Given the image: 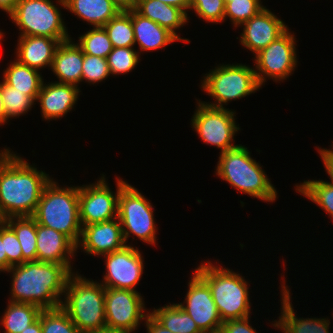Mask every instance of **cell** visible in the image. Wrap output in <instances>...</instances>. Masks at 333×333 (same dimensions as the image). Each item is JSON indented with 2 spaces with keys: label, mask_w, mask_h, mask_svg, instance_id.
I'll return each instance as SVG.
<instances>
[{
  "label": "cell",
  "mask_w": 333,
  "mask_h": 333,
  "mask_svg": "<svg viewBox=\"0 0 333 333\" xmlns=\"http://www.w3.org/2000/svg\"><path fill=\"white\" fill-rule=\"evenodd\" d=\"M10 148L0 149V211L5 217L32 216L52 177Z\"/></svg>",
  "instance_id": "obj_1"
},
{
  "label": "cell",
  "mask_w": 333,
  "mask_h": 333,
  "mask_svg": "<svg viewBox=\"0 0 333 333\" xmlns=\"http://www.w3.org/2000/svg\"><path fill=\"white\" fill-rule=\"evenodd\" d=\"M6 272L12 274L9 301L28 303L41 309L62 305L66 283L72 274L64 265L40 261L24 262Z\"/></svg>",
  "instance_id": "obj_2"
},
{
  "label": "cell",
  "mask_w": 333,
  "mask_h": 333,
  "mask_svg": "<svg viewBox=\"0 0 333 333\" xmlns=\"http://www.w3.org/2000/svg\"><path fill=\"white\" fill-rule=\"evenodd\" d=\"M247 147H237L219 153L215 174L243 194L264 202L273 203L278 199V191L271 183L263 166L251 157Z\"/></svg>",
  "instance_id": "obj_3"
},
{
  "label": "cell",
  "mask_w": 333,
  "mask_h": 333,
  "mask_svg": "<svg viewBox=\"0 0 333 333\" xmlns=\"http://www.w3.org/2000/svg\"><path fill=\"white\" fill-rule=\"evenodd\" d=\"M61 307L82 333L107 332L105 287L93 279L72 273L67 280Z\"/></svg>",
  "instance_id": "obj_4"
},
{
  "label": "cell",
  "mask_w": 333,
  "mask_h": 333,
  "mask_svg": "<svg viewBox=\"0 0 333 333\" xmlns=\"http://www.w3.org/2000/svg\"><path fill=\"white\" fill-rule=\"evenodd\" d=\"M194 271L208 284L219 316L223 321L250 316L251 302L248 281L233 269L218 262L201 261Z\"/></svg>",
  "instance_id": "obj_5"
},
{
  "label": "cell",
  "mask_w": 333,
  "mask_h": 333,
  "mask_svg": "<svg viewBox=\"0 0 333 333\" xmlns=\"http://www.w3.org/2000/svg\"><path fill=\"white\" fill-rule=\"evenodd\" d=\"M32 217L37 224L66 235L75 245L81 237L79 186H59L53 178L44 187Z\"/></svg>",
  "instance_id": "obj_6"
},
{
  "label": "cell",
  "mask_w": 333,
  "mask_h": 333,
  "mask_svg": "<svg viewBox=\"0 0 333 333\" xmlns=\"http://www.w3.org/2000/svg\"><path fill=\"white\" fill-rule=\"evenodd\" d=\"M202 91L215 100L201 101L203 104L223 108L229 102L242 99L262 89L259 85L254 67L245 64H219L203 76Z\"/></svg>",
  "instance_id": "obj_7"
},
{
  "label": "cell",
  "mask_w": 333,
  "mask_h": 333,
  "mask_svg": "<svg viewBox=\"0 0 333 333\" xmlns=\"http://www.w3.org/2000/svg\"><path fill=\"white\" fill-rule=\"evenodd\" d=\"M19 0L9 19L18 27L19 36H45L59 42L70 39L59 7L65 0ZM55 4V5H54ZM58 6V7H57Z\"/></svg>",
  "instance_id": "obj_8"
},
{
  "label": "cell",
  "mask_w": 333,
  "mask_h": 333,
  "mask_svg": "<svg viewBox=\"0 0 333 333\" xmlns=\"http://www.w3.org/2000/svg\"><path fill=\"white\" fill-rule=\"evenodd\" d=\"M154 208L152 203L133 185L127 183L120 190L117 218L127 245H129L127 240L130 234L148 245H156L158 228L154 220Z\"/></svg>",
  "instance_id": "obj_9"
},
{
  "label": "cell",
  "mask_w": 333,
  "mask_h": 333,
  "mask_svg": "<svg viewBox=\"0 0 333 333\" xmlns=\"http://www.w3.org/2000/svg\"><path fill=\"white\" fill-rule=\"evenodd\" d=\"M190 125L196 131L201 140L211 146L221 149L220 153L237 147L234 137L240 131L236 123V112L229 108H214L196 101Z\"/></svg>",
  "instance_id": "obj_10"
},
{
  "label": "cell",
  "mask_w": 333,
  "mask_h": 333,
  "mask_svg": "<svg viewBox=\"0 0 333 333\" xmlns=\"http://www.w3.org/2000/svg\"><path fill=\"white\" fill-rule=\"evenodd\" d=\"M289 30L254 55V70L261 87L267 78L276 83L283 82L296 70L297 41L295 34Z\"/></svg>",
  "instance_id": "obj_11"
},
{
  "label": "cell",
  "mask_w": 333,
  "mask_h": 333,
  "mask_svg": "<svg viewBox=\"0 0 333 333\" xmlns=\"http://www.w3.org/2000/svg\"><path fill=\"white\" fill-rule=\"evenodd\" d=\"M141 293L105 287V318L107 332L132 333L145 321L150 311ZM141 321V322H140Z\"/></svg>",
  "instance_id": "obj_12"
},
{
  "label": "cell",
  "mask_w": 333,
  "mask_h": 333,
  "mask_svg": "<svg viewBox=\"0 0 333 333\" xmlns=\"http://www.w3.org/2000/svg\"><path fill=\"white\" fill-rule=\"evenodd\" d=\"M101 175L97 182L79 186V218L82 226L117 218L118 196L127 181L117 176L114 193L105 175Z\"/></svg>",
  "instance_id": "obj_13"
},
{
  "label": "cell",
  "mask_w": 333,
  "mask_h": 333,
  "mask_svg": "<svg viewBox=\"0 0 333 333\" xmlns=\"http://www.w3.org/2000/svg\"><path fill=\"white\" fill-rule=\"evenodd\" d=\"M105 274L100 283L106 288L136 290L144 271V258L138 247L126 245L120 250L102 255Z\"/></svg>",
  "instance_id": "obj_14"
},
{
  "label": "cell",
  "mask_w": 333,
  "mask_h": 333,
  "mask_svg": "<svg viewBox=\"0 0 333 333\" xmlns=\"http://www.w3.org/2000/svg\"><path fill=\"white\" fill-rule=\"evenodd\" d=\"M188 282V290L183 302L177 303L195 321L198 328L208 331L223 323L217 311L208 284L195 272Z\"/></svg>",
  "instance_id": "obj_15"
},
{
  "label": "cell",
  "mask_w": 333,
  "mask_h": 333,
  "mask_svg": "<svg viewBox=\"0 0 333 333\" xmlns=\"http://www.w3.org/2000/svg\"><path fill=\"white\" fill-rule=\"evenodd\" d=\"M243 31L240 34V44L256 55L283 35L289 28L268 8L262 9L257 15L240 25Z\"/></svg>",
  "instance_id": "obj_16"
},
{
  "label": "cell",
  "mask_w": 333,
  "mask_h": 333,
  "mask_svg": "<svg viewBox=\"0 0 333 333\" xmlns=\"http://www.w3.org/2000/svg\"><path fill=\"white\" fill-rule=\"evenodd\" d=\"M125 242L118 218L110 221L82 226L76 250L83 249L86 255L100 256L120 250ZM79 247V248H78Z\"/></svg>",
  "instance_id": "obj_17"
},
{
  "label": "cell",
  "mask_w": 333,
  "mask_h": 333,
  "mask_svg": "<svg viewBox=\"0 0 333 333\" xmlns=\"http://www.w3.org/2000/svg\"><path fill=\"white\" fill-rule=\"evenodd\" d=\"M80 87L59 82L42 83L35 102H39L42 119L45 121L63 118L76 105Z\"/></svg>",
  "instance_id": "obj_18"
},
{
  "label": "cell",
  "mask_w": 333,
  "mask_h": 333,
  "mask_svg": "<svg viewBox=\"0 0 333 333\" xmlns=\"http://www.w3.org/2000/svg\"><path fill=\"white\" fill-rule=\"evenodd\" d=\"M36 237L37 261L64 265L74 273L71 261L78 251L66 235L36 222Z\"/></svg>",
  "instance_id": "obj_19"
},
{
  "label": "cell",
  "mask_w": 333,
  "mask_h": 333,
  "mask_svg": "<svg viewBox=\"0 0 333 333\" xmlns=\"http://www.w3.org/2000/svg\"><path fill=\"white\" fill-rule=\"evenodd\" d=\"M281 281V308L279 319L272 321L271 326L284 333H330L329 318H301L296 315L291 300L290 286ZM289 288V289H288Z\"/></svg>",
  "instance_id": "obj_20"
},
{
  "label": "cell",
  "mask_w": 333,
  "mask_h": 333,
  "mask_svg": "<svg viewBox=\"0 0 333 333\" xmlns=\"http://www.w3.org/2000/svg\"><path fill=\"white\" fill-rule=\"evenodd\" d=\"M59 44L57 39L45 36H18L15 59L38 71L50 69Z\"/></svg>",
  "instance_id": "obj_21"
},
{
  "label": "cell",
  "mask_w": 333,
  "mask_h": 333,
  "mask_svg": "<svg viewBox=\"0 0 333 333\" xmlns=\"http://www.w3.org/2000/svg\"><path fill=\"white\" fill-rule=\"evenodd\" d=\"M72 38L60 42L54 53L51 71L59 79L56 82L79 87L82 82L83 58L81 47Z\"/></svg>",
  "instance_id": "obj_22"
},
{
  "label": "cell",
  "mask_w": 333,
  "mask_h": 333,
  "mask_svg": "<svg viewBox=\"0 0 333 333\" xmlns=\"http://www.w3.org/2000/svg\"><path fill=\"white\" fill-rule=\"evenodd\" d=\"M134 30L135 45L141 56L144 51L150 52L166 49L167 45L179 41L171 32L161 27L156 22L139 14L135 9L130 10ZM143 51V52H142Z\"/></svg>",
  "instance_id": "obj_23"
},
{
  "label": "cell",
  "mask_w": 333,
  "mask_h": 333,
  "mask_svg": "<svg viewBox=\"0 0 333 333\" xmlns=\"http://www.w3.org/2000/svg\"><path fill=\"white\" fill-rule=\"evenodd\" d=\"M135 10L142 16L167 29L179 41L191 42L187 38L180 37L176 32L190 20V17L182 9L164 4L159 0H137Z\"/></svg>",
  "instance_id": "obj_24"
},
{
  "label": "cell",
  "mask_w": 333,
  "mask_h": 333,
  "mask_svg": "<svg viewBox=\"0 0 333 333\" xmlns=\"http://www.w3.org/2000/svg\"><path fill=\"white\" fill-rule=\"evenodd\" d=\"M66 9L92 27H103L120 9L111 0H65Z\"/></svg>",
  "instance_id": "obj_25"
},
{
  "label": "cell",
  "mask_w": 333,
  "mask_h": 333,
  "mask_svg": "<svg viewBox=\"0 0 333 333\" xmlns=\"http://www.w3.org/2000/svg\"><path fill=\"white\" fill-rule=\"evenodd\" d=\"M3 82L19 92L32 97L35 101L44 81L40 71L21 64L18 60L10 61L3 71Z\"/></svg>",
  "instance_id": "obj_26"
},
{
  "label": "cell",
  "mask_w": 333,
  "mask_h": 333,
  "mask_svg": "<svg viewBox=\"0 0 333 333\" xmlns=\"http://www.w3.org/2000/svg\"><path fill=\"white\" fill-rule=\"evenodd\" d=\"M41 311L38 306L8 300L6 310L0 317V325L4 333H21L38 319Z\"/></svg>",
  "instance_id": "obj_27"
},
{
  "label": "cell",
  "mask_w": 333,
  "mask_h": 333,
  "mask_svg": "<svg viewBox=\"0 0 333 333\" xmlns=\"http://www.w3.org/2000/svg\"><path fill=\"white\" fill-rule=\"evenodd\" d=\"M150 314L172 333H202L195 321L177 303L154 308Z\"/></svg>",
  "instance_id": "obj_28"
},
{
  "label": "cell",
  "mask_w": 333,
  "mask_h": 333,
  "mask_svg": "<svg viewBox=\"0 0 333 333\" xmlns=\"http://www.w3.org/2000/svg\"><path fill=\"white\" fill-rule=\"evenodd\" d=\"M5 222L14 230L19 240L23 263L37 261L36 220L32 216L11 217Z\"/></svg>",
  "instance_id": "obj_29"
},
{
  "label": "cell",
  "mask_w": 333,
  "mask_h": 333,
  "mask_svg": "<svg viewBox=\"0 0 333 333\" xmlns=\"http://www.w3.org/2000/svg\"><path fill=\"white\" fill-rule=\"evenodd\" d=\"M296 192L318 205L333 220V184L324 180H305L296 184Z\"/></svg>",
  "instance_id": "obj_30"
},
{
  "label": "cell",
  "mask_w": 333,
  "mask_h": 333,
  "mask_svg": "<svg viewBox=\"0 0 333 333\" xmlns=\"http://www.w3.org/2000/svg\"><path fill=\"white\" fill-rule=\"evenodd\" d=\"M103 28L107 32L113 48H128L135 46L130 10L120 11L115 17L109 20Z\"/></svg>",
  "instance_id": "obj_31"
},
{
  "label": "cell",
  "mask_w": 333,
  "mask_h": 333,
  "mask_svg": "<svg viewBox=\"0 0 333 333\" xmlns=\"http://www.w3.org/2000/svg\"><path fill=\"white\" fill-rule=\"evenodd\" d=\"M77 43L83 54L107 58L113 50L112 43L103 27H93L80 35Z\"/></svg>",
  "instance_id": "obj_32"
},
{
  "label": "cell",
  "mask_w": 333,
  "mask_h": 333,
  "mask_svg": "<svg viewBox=\"0 0 333 333\" xmlns=\"http://www.w3.org/2000/svg\"><path fill=\"white\" fill-rule=\"evenodd\" d=\"M42 333H82L60 306L40 312Z\"/></svg>",
  "instance_id": "obj_33"
},
{
  "label": "cell",
  "mask_w": 333,
  "mask_h": 333,
  "mask_svg": "<svg viewBox=\"0 0 333 333\" xmlns=\"http://www.w3.org/2000/svg\"><path fill=\"white\" fill-rule=\"evenodd\" d=\"M0 87L5 114L10 119L19 118L20 115H26V113L32 109L33 105L36 104L32 97L25 95L23 92H19L16 88L7 85L3 81L0 82Z\"/></svg>",
  "instance_id": "obj_34"
},
{
  "label": "cell",
  "mask_w": 333,
  "mask_h": 333,
  "mask_svg": "<svg viewBox=\"0 0 333 333\" xmlns=\"http://www.w3.org/2000/svg\"><path fill=\"white\" fill-rule=\"evenodd\" d=\"M265 7L261 0H230L225 5L224 22L229 18L233 27H240Z\"/></svg>",
  "instance_id": "obj_35"
},
{
  "label": "cell",
  "mask_w": 333,
  "mask_h": 333,
  "mask_svg": "<svg viewBox=\"0 0 333 333\" xmlns=\"http://www.w3.org/2000/svg\"><path fill=\"white\" fill-rule=\"evenodd\" d=\"M139 52L134 47L113 48L107 56V64L111 75H121L132 72L140 62Z\"/></svg>",
  "instance_id": "obj_36"
},
{
  "label": "cell",
  "mask_w": 333,
  "mask_h": 333,
  "mask_svg": "<svg viewBox=\"0 0 333 333\" xmlns=\"http://www.w3.org/2000/svg\"><path fill=\"white\" fill-rule=\"evenodd\" d=\"M190 11L194 10L198 18L208 23L224 22V0H191Z\"/></svg>",
  "instance_id": "obj_37"
},
{
  "label": "cell",
  "mask_w": 333,
  "mask_h": 333,
  "mask_svg": "<svg viewBox=\"0 0 333 333\" xmlns=\"http://www.w3.org/2000/svg\"><path fill=\"white\" fill-rule=\"evenodd\" d=\"M111 75L106 58L96 57L84 54L82 82H88L91 85L103 82Z\"/></svg>",
  "instance_id": "obj_38"
},
{
  "label": "cell",
  "mask_w": 333,
  "mask_h": 333,
  "mask_svg": "<svg viewBox=\"0 0 333 333\" xmlns=\"http://www.w3.org/2000/svg\"><path fill=\"white\" fill-rule=\"evenodd\" d=\"M2 242L7 255V270L23 263L22 249L14 230L5 222L2 225Z\"/></svg>",
  "instance_id": "obj_39"
},
{
  "label": "cell",
  "mask_w": 333,
  "mask_h": 333,
  "mask_svg": "<svg viewBox=\"0 0 333 333\" xmlns=\"http://www.w3.org/2000/svg\"><path fill=\"white\" fill-rule=\"evenodd\" d=\"M249 318H251V316L223 321L221 326L225 333H257L256 329L251 326Z\"/></svg>",
  "instance_id": "obj_40"
},
{
  "label": "cell",
  "mask_w": 333,
  "mask_h": 333,
  "mask_svg": "<svg viewBox=\"0 0 333 333\" xmlns=\"http://www.w3.org/2000/svg\"><path fill=\"white\" fill-rule=\"evenodd\" d=\"M147 333H172L170 330L162 326L150 313L144 321Z\"/></svg>",
  "instance_id": "obj_41"
},
{
  "label": "cell",
  "mask_w": 333,
  "mask_h": 333,
  "mask_svg": "<svg viewBox=\"0 0 333 333\" xmlns=\"http://www.w3.org/2000/svg\"><path fill=\"white\" fill-rule=\"evenodd\" d=\"M317 148V152L320 155L323 164H324V168L326 170V174L329 175V179L331 180V183L333 184V158L324 150V148L321 147H316Z\"/></svg>",
  "instance_id": "obj_42"
},
{
  "label": "cell",
  "mask_w": 333,
  "mask_h": 333,
  "mask_svg": "<svg viewBox=\"0 0 333 333\" xmlns=\"http://www.w3.org/2000/svg\"><path fill=\"white\" fill-rule=\"evenodd\" d=\"M159 1L167 5L178 7L182 9L187 15H189L188 12L190 11L188 10L190 9L191 0H159Z\"/></svg>",
  "instance_id": "obj_43"
},
{
  "label": "cell",
  "mask_w": 333,
  "mask_h": 333,
  "mask_svg": "<svg viewBox=\"0 0 333 333\" xmlns=\"http://www.w3.org/2000/svg\"><path fill=\"white\" fill-rule=\"evenodd\" d=\"M120 11H129L136 8L137 0H111Z\"/></svg>",
  "instance_id": "obj_44"
},
{
  "label": "cell",
  "mask_w": 333,
  "mask_h": 333,
  "mask_svg": "<svg viewBox=\"0 0 333 333\" xmlns=\"http://www.w3.org/2000/svg\"><path fill=\"white\" fill-rule=\"evenodd\" d=\"M7 270V255L4 252V242H2V226L0 227V273Z\"/></svg>",
  "instance_id": "obj_45"
},
{
  "label": "cell",
  "mask_w": 333,
  "mask_h": 333,
  "mask_svg": "<svg viewBox=\"0 0 333 333\" xmlns=\"http://www.w3.org/2000/svg\"><path fill=\"white\" fill-rule=\"evenodd\" d=\"M18 1L19 0H0V10H3L9 16L14 11Z\"/></svg>",
  "instance_id": "obj_46"
},
{
  "label": "cell",
  "mask_w": 333,
  "mask_h": 333,
  "mask_svg": "<svg viewBox=\"0 0 333 333\" xmlns=\"http://www.w3.org/2000/svg\"><path fill=\"white\" fill-rule=\"evenodd\" d=\"M21 333H42L40 314L38 319L32 323L29 327L25 328Z\"/></svg>",
  "instance_id": "obj_47"
},
{
  "label": "cell",
  "mask_w": 333,
  "mask_h": 333,
  "mask_svg": "<svg viewBox=\"0 0 333 333\" xmlns=\"http://www.w3.org/2000/svg\"><path fill=\"white\" fill-rule=\"evenodd\" d=\"M10 119L5 114V107L3 103L2 93H1V87H0V125L7 124Z\"/></svg>",
  "instance_id": "obj_48"
},
{
  "label": "cell",
  "mask_w": 333,
  "mask_h": 333,
  "mask_svg": "<svg viewBox=\"0 0 333 333\" xmlns=\"http://www.w3.org/2000/svg\"><path fill=\"white\" fill-rule=\"evenodd\" d=\"M202 333H225L224 329L222 328V326L214 328V329H210L208 331H203Z\"/></svg>",
  "instance_id": "obj_49"
},
{
  "label": "cell",
  "mask_w": 333,
  "mask_h": 333,
  "mask_svg": "<svg viewBox=\"0 0 333 333\" xmlns=\"http://www.w3.org/2000/svg\"><path fill=\"white\" fill-rule=\"evenodd\" d=\"M332 149L324 148V150L333 158V144H331Z\"/></svg>",
  "instance_id": "obj_50"
},
{
  "label": "cell",
  "mask_w": 333,
  "mask_h": 333,
  "mask_svg": "<svg viewBox=\"0 0 333 333\" xmlns=\"http://www.w3.org/2000/svg\"><path fill=\"white\" fill-rule=\"evenodd\" d=\"M5 223V217L3 216V214L0 211V227Z\"/></svg>",
  "instance_id": "obj_51"
},
{
  "label": "cell",
  "mask_w": 333,
  "mask_h": 333,
  "mask_svg": "<svg viewBox=\"0 0 333 333\" xmlns=\"http://www.w3.org/2000/svg\"><path fill=\"white\" fill-rule=\"evenodd\" d=\"M2 30H0V42L2 41L3 37H4V32H1Z\"/></svg>",
  "instance_id": "obj_52"
},
{
  "label": "cell",
  "mask_w": 333,
  "mask_h": 333,
  "mask_svg": "<svg viewBox=\"0 0 333 333\" xmlns=\"http://www.w3.org/2000/svg\"><path fill=\"white\" fill-rule=\"evenodd\" d=\"M230 2V0H224L225 5Z\"/></svg>",
  "instance_id": "obj_53"
}]
</instances>
